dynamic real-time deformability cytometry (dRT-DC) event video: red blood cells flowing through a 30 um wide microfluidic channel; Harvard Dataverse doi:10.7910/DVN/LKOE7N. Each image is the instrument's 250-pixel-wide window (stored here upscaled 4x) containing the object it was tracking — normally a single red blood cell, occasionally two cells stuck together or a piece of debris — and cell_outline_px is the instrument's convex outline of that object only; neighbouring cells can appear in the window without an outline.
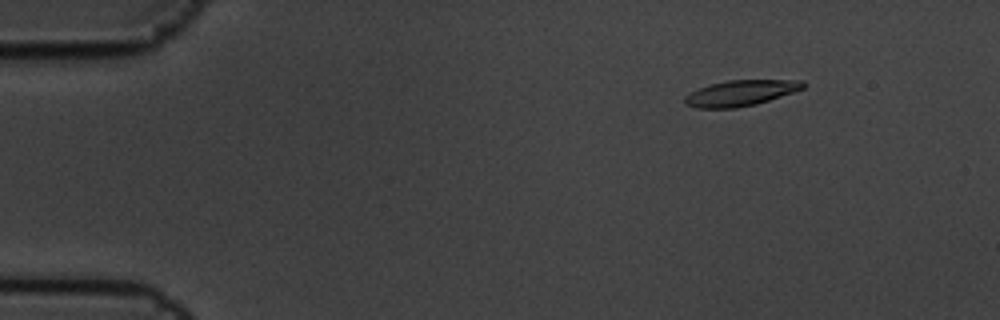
{"species": "common noctule bat (a hibernating species)", "species_latin": "Nyctalus noctula", "temperature_condition": "cold", "stored_images_in_passage": 5, "camera_frame_rate_fps": 3000, "um_per_image_px": 0.085, "animal": {"sex": "male", "body_mass_g": 19.5, "forearm_length_mm": 54.6}, "frame": {"image": 1, "passage_image": 3, "time_ms": 0.667, "image_size_px": [1000, 320], "cell_outline_px": [[804, 88], [756, 104], [736, 108], [696, 108], [684, 104], [684, 96], [700, 88], [712, 84], [728, 80], [804, 80]], "centroid_in_image_um": [62.93, 7.91], "position_along_channel_um": 22.1, "area_um2": 17.51}}
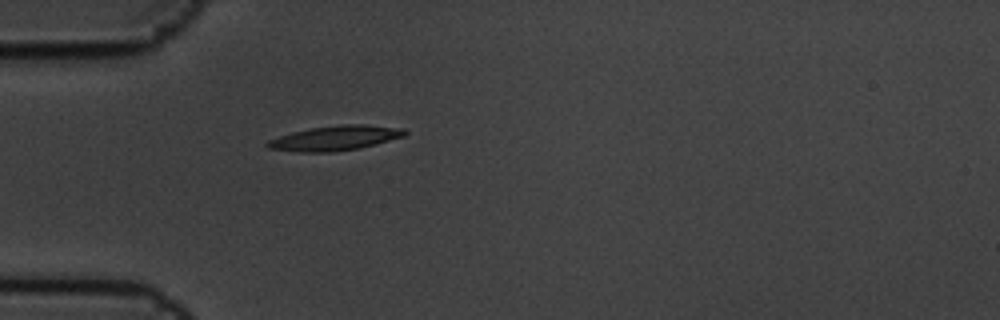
{"frame": {"image": 2, "passage_image": 5, "time_ms": 1.333, "image_size_px": [1000, 320], "cell_outline_px": [[408, 132], [404, 136], [376, 144], [360, 148], [332, 152], [300, 152], [268, 148], [264, 144], [268, 140], [292, 132], [312, 128], [344, 124], [364, 124], [404, 128]], "centroid_in_image_um": [28.5, 11.74], "position_along_channel_um": 56.5, "area_um2": 19.77}}